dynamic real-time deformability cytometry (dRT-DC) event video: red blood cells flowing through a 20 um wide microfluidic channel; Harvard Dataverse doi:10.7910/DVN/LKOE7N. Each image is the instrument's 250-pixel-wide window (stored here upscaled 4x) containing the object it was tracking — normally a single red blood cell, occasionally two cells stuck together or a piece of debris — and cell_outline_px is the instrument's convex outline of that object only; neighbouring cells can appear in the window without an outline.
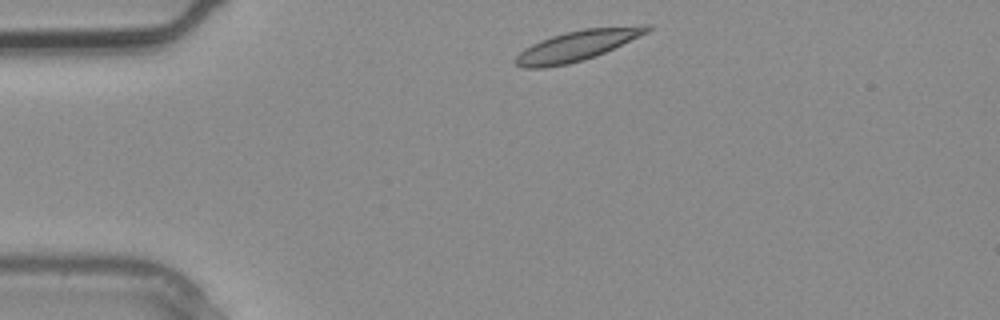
{"species": "common noctule bat (a hibernating species)", "species_latin": "Nyctalus noctula", "temperature_condition": "warm", "stored_images_in_passage": 3, "segment_of_instrument_passage": [2, 2], "camera_frame_rate_fps": 3000, "um_per_image_px": 0.085, "animal": {"sex": "male", "body_mass_g": 20.4}, "frame": {"image": 1, "passage_image": 3, "time_ms": 0.667, "image_size_px": [1000, 320], "cell_outline_px": [[652, 28], [648, 32], [640, 36], [596, 56], [584, 60], [568, 64], [544, 68], [524, 68], [516, 64], [516, 56], [524, 48], [532, 44], [552, 36], [584, 28], [648, 24], [652, 24]], "centroid_in_image_um": [49.1, 3.87], "position_along_channel_um": 35.9, "area_um2": 23.18}}